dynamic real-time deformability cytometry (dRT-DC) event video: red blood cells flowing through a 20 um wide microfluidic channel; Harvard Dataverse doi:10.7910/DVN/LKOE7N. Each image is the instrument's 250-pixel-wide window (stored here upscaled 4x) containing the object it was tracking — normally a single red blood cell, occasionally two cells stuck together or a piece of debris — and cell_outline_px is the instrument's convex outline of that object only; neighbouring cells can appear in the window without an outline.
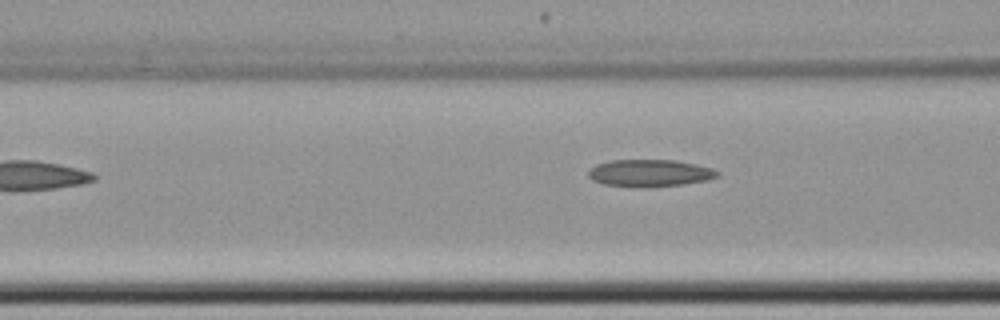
{"species": "common noctule bat (a hibernating species)", "species_latin": "Nyctalus noctula", "temperature_condition": "cold", "stored_images_in_passage": 7, "camera_frame_rate_fps": 3000, "um_per_image_px": 0.085, "animal": {"sex": "female", "body_mass_g": 22.7, "forearm_length_mm": 54.2}, "frame": {"image": 1, "passage_image": 7, "time_ms": 7.333, "image_size_px": [1000, 320], "cell_outline_px": [[720, 176], [708, 180], [684, 184], [644, 188], [604, 184], [592, 180], [588, 176], [588, 172], [596, 164], [612, 160], [676, 160], [696, 164], [712, 168], [720, 172]], "centroid_in_image_um": [55.27, 14.71], "position_along_channel_um": 111.3, "area_um2": 20.58}}